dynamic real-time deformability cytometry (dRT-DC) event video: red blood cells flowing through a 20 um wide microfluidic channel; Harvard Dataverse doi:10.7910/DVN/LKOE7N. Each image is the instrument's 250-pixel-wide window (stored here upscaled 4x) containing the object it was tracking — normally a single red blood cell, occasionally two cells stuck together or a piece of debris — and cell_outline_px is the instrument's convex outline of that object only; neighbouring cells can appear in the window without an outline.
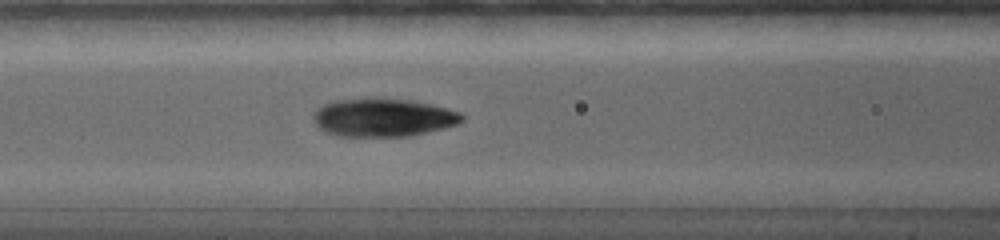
{"species": "common noctule bat (a hibernating species)", "species_latin": "Nyctalus noctula", "temperature_condition": "warm", "stored_images_in_passage": 31, "camera_frame_rate_fps": 5000, "um_per_image_px": 0.085, "animal": {"sex": "female", "body_mass_g": 19.0, "forearm_length_mm": 56.7}, "frame": {"image": 1, "passage_image": 15, "time_ms": 5.4, "image_size_px": [1000, 240], "cell_outline_px": [[464, 120], [456, 124], [444, 128], [412, 136], [336, 136], [324, 132], [312, 120], [312, 116], [316, 108], [332, 100], [368, 96], [372, 96], [412, 100], [432, 104], [448, 108], [460, 112], [464, 116]], "centroid_in_image_um": [32.53, 9.96], "position_along_channel_um": 134.1, "area_um2": 34.04}}
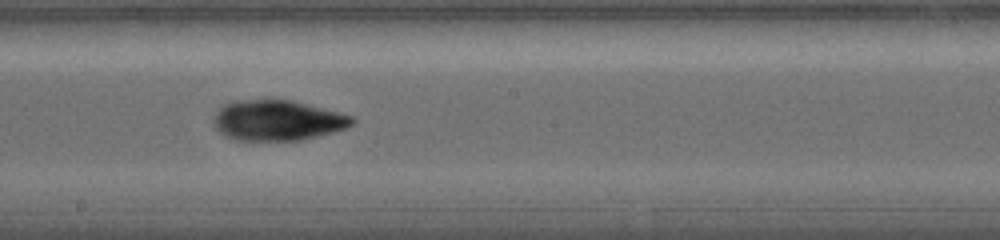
{"frame": {"image": 2, "passage_image": 19, "time_ms": 7.8, "image_size_px": [1000, 240], "cell_outline_px": [[356, 120], [348, 128], [300, 140], [232, 140], [224, 136], [212, 124], [212, 120], [216, 112], [220, 108], [228, 104], [248, 100], [292, 100], [340, 112], [352, 116]], "centroid_in_image_um": [23.6, 10.24], "position_along_channel_um": 224.6, "area_um2": 32.43}}
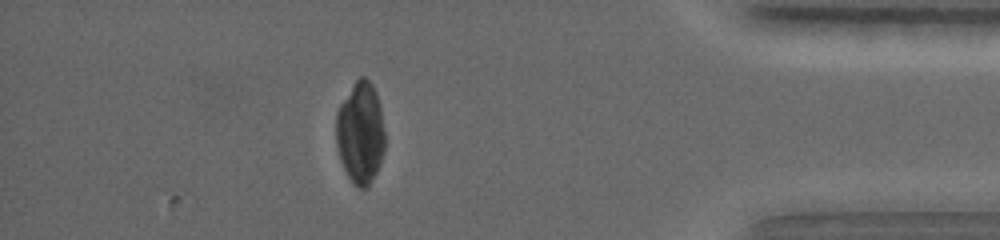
{"frame": {"image": 3, "passage_image": 31, "time_ms": 13.6, "image_size_px": [1000, 240], "cell_outline_px": [[384, 152], [380, 164], [368, 188], [360, 188], [348, 176], [340, 160], [336, 148], [336, 116], [340, 108], [356, 80], [360, 76], [364, 76], [368, 80], [376, 96], [380, 112], [384, 132]], "centroid_in_image_um": [30.62, 11.36], "position_along_channel_um": 404.6, "area_um2": 28.21}}